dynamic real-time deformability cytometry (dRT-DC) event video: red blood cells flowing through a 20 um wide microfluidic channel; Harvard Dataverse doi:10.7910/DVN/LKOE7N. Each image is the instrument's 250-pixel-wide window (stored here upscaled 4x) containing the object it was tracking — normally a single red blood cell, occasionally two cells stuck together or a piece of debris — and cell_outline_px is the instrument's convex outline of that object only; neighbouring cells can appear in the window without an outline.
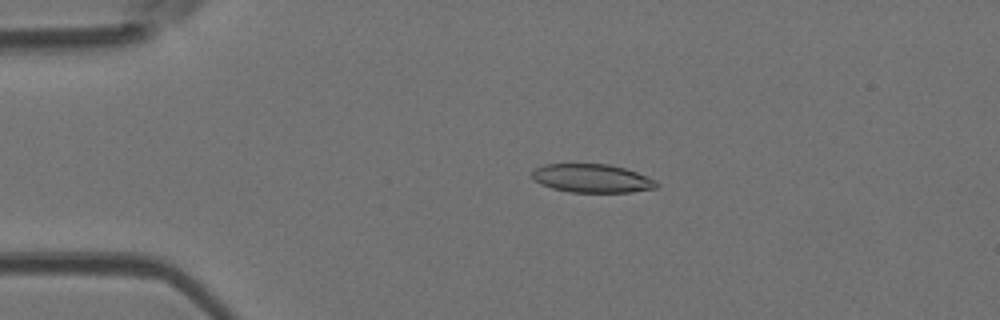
{"species": "Egyptian fruit bat (a non-hibernating species)", "species_latin": "Rousettus aegyptiacus", "temperature_condition": "room temperature", "stored_images_in_passage": 4, "camera_frame_rate_fps": 3000, "um_per_image_px": 0.085, "animal": {"sex": "female"}, "frame": {"image": 1, "passage_image": 3, "time_ms": 0.667, "image_size_px": [1000, 320], "cell_outline_px": [[660, 184], [656, 188], [632, 192], [568, 192], [552, 188], [540, 184], [532, 176], [532, 172], [536, 168], [544, 164], [608, 164], [624, 168], [636, 172], [656, 180]], "centroid_in_image_um": [50.34, 15.16], "position_along_channel_um": 34.7, "area_um2": 20.63}}